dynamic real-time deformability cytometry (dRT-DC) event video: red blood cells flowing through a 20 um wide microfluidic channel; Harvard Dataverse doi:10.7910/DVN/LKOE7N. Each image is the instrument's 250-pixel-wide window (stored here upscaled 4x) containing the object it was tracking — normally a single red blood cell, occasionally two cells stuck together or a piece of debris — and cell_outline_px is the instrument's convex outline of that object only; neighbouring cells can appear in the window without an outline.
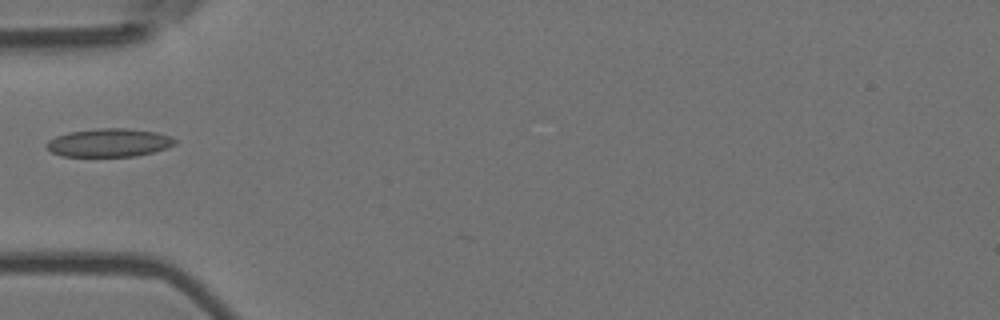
{"species": "Egyptian fruit bat (a non-hibernating species)", "species_latin": "Rousettus aegyptiacus", "temperature_condition": "room temperature", "stored_images_in_passage": 3, "camera_frame_rate_fps": 3000, "um_per_image_px": 0.085, "animal": {"sex": "female"}, "frame": {"image": 1, "passage_image": 3, "time_ms": 0.667, "image_size_px": [1000, 320], "cell_outline_px": [[176, 144], [168, 148], [136, 156], [60, 156], [52, 152], [44, 144], [48, 140], [56, 136], [68, 132], [96, 128], [124, 128], [156, 132], [172, 136], [176, 140]], "centroid_in_image_um": [9.27, 12.12], "position_along_channel_um": 75.7, "area_um2": 21.27}}